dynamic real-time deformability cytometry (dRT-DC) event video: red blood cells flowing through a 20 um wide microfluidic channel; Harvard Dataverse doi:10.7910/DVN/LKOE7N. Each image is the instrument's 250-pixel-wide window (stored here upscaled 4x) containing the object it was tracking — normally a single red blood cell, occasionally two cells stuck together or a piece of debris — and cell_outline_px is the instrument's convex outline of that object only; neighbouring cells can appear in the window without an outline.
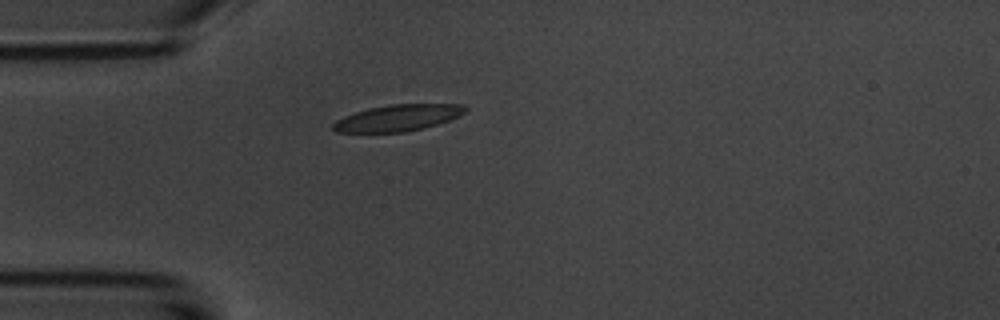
{"species": "common noctule bat (a hibernating species)", "species_latin": "Nyctalus noctula", "temperature_condition": "room temperature", "stored_images_in_passage": 2, "camera_frame_rate_fps": 3000, "um_per_image_px": 0.085, "animal": {"sex": "male", "body_mass_g": 20.1, "forearm_length_mm": 53.5}, "frame": {"image": 1, "passage_image": 2, "time_ms": 1.333, "image_size_px": [1000, 320], "cell_outline_px": [[468, 108], [464, 112], [448, 120], [424, 128], [404, 132], [336, 132], [332, 128], [332, 124], [336, 120], [344, 116], [368, 108], [388, 104], [460, 104]], "centroid_in_image_um": [33.77, 10.01], "position_along_channel_um": 51.2, "area_um2": 20.17}}